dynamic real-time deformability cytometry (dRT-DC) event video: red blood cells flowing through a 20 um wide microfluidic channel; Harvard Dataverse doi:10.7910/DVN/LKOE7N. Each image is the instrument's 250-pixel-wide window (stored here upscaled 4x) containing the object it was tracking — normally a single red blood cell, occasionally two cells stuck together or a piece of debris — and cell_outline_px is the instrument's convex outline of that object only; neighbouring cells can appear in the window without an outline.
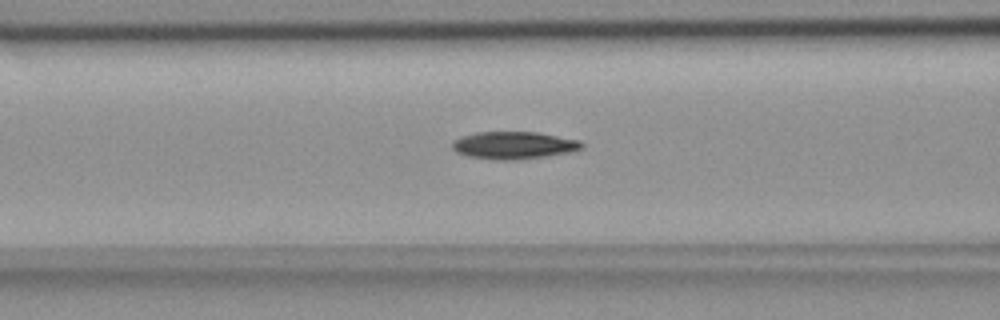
{"species": "common noctule bat (a hibernating species)", "species_latin": "Nyctalus noctula", "temperature_condition": "room temperature", "stored_images_in_passage": 45, "camera_frame_rate_fps": 3000, "um_per_image_px": 0.085, "animal": {"sex": "female", "body_mass_g": 18.4}, "frame": {"image": 1, "passage_image": 12, "time_ms": 3.667, "image_size_px": [1000, 320], "cell_outline_px": [[584, 148], [568, 152], [544, 156], [512, 160], [496, 160], [468, 156], [456, 152], [452, 148], [452, 140], [460, 136], [476, 132], [536, 132], [580, 140], [584, 144]], "centroid_in_image_um": [43.64, 12.34], "position_along_channel_um": 123.0, "area_um2": 20.69}}
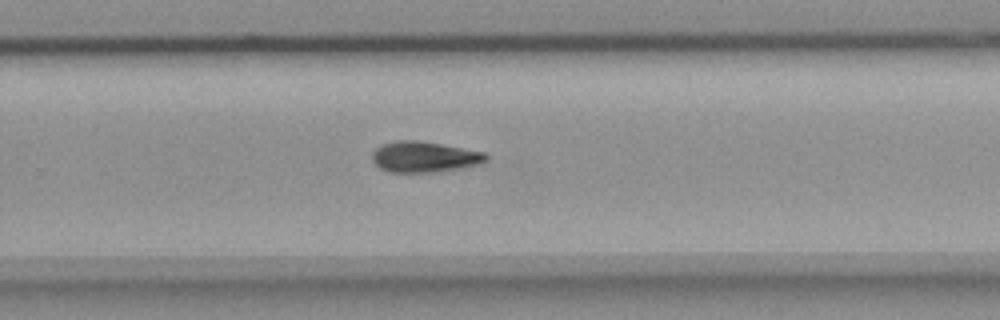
{"frame": {"image": 2, "passage_image": 26, "time_ms": 8.333, "image_size_px": [1000, 320], "cell_outline_px": [[488, 160], [480, 164], [460, 168], [436, 172], [388, 172], [380, 168], [372, 160], [372, 152], [380, 144], [396, 140], [416, 140], [440, 144], [484, 152], [488, 156]], "centroid_in_image_um": [36.04, 13.33], "position_along_channel_um": 293.8, "area_um2": 20.46}}
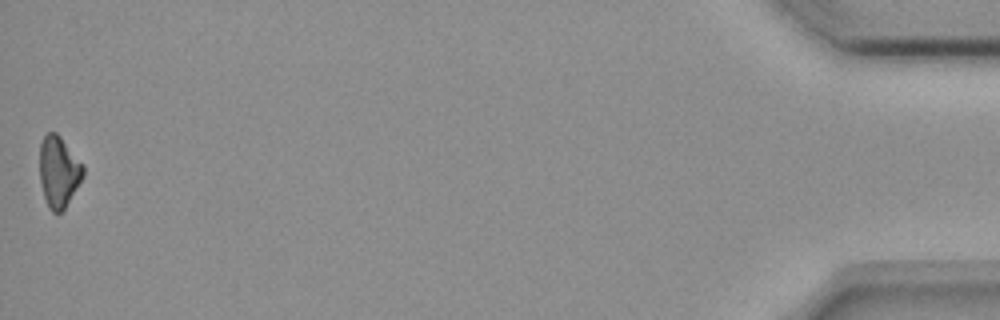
{"frame": {"image": 3, "passage_image": 45, "time_ms": 14.667, "image_size_px": [1000, 320], "cell_outline_px": [[84, 176], [64, 208], [60, 212], [52, 212], [48, 208], [44, 196], [40, 180], [40, 144], [44, 136], [48, 132], [56, 132], [60, 136], [84, 164]], "centroid_in_image_um": [5.0, 14.57], "position_along_channel_um": 430.2, "area_um2": 17.98}, "authors_computed_cell_mechanics": {"area_um2": 19.9988, "velocity_mm_per_s": 3.6718, "shape_relaxation_time_tau1_ms": 5.4943, "shape_relaxation_time_tau2_ms": null, "deformation_change_tau1": 0.1282, "deformation_change_tau2": null}}